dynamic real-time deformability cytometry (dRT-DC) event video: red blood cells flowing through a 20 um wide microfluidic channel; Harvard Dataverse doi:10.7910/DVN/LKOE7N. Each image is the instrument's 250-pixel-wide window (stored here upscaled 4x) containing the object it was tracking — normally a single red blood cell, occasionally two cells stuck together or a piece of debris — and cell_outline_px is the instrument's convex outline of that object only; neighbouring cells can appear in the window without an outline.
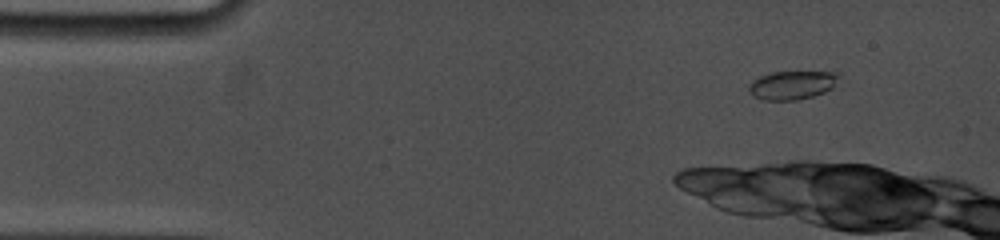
{"species": "common noctule bat (a hibernating species)", "species_latin": "Nyctalus noctula", "temperature_condition": "cold", "stored_images_in_passage": 8, "camera_frame_rate_fps": 5000, "um_per_image_px": 0.085, "animal": {"sex": "female", "body_mass_g": 19.0, "forearm_length_mm": 53.3}, "frame": {"image": 1, "passage_image": 1, "time_ms": 0.0, "image_size_px": [1000, 240], "cell_outline_px": [[840, 76], [832, 88], [824, 92], [812, 96], [796, 100], [764, 100], [752, 96], [748, 92], [748, 84], [752, 80], [760, 76], [772, 72], [840, 72]], "centroid_in_image_um": [67.3, 7.23], "position_along_channel_um": 17.7, "area_um2": 15.09}}